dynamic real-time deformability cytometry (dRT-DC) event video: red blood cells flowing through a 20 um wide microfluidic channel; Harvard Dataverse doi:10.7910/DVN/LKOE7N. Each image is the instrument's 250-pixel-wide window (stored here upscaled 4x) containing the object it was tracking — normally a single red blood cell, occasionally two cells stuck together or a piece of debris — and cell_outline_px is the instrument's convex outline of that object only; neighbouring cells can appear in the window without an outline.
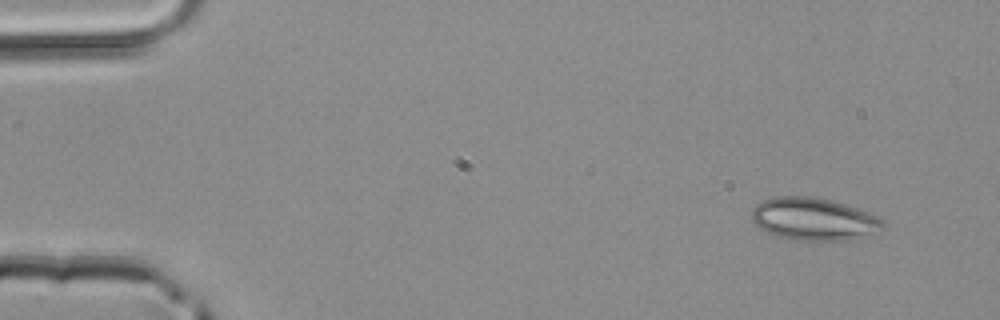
{"species": "common noctule bat (a hibernating species)", "species_latin": "Nyctalus noctula", "temperature_condition": "room temperature", "stored_images_in_passage": 3, "camera_frame_rate_fps": 3000, "um_per_image_px": 0.085, "animal": {"sex": "male", "body_mass_g": 20.4}, "frame": {"image": 1, "passage_image": 1, "time_ms": 0.0, "image_size_px": [1000, 320], "cell_outline_px": [[888, 224], [884, 228], [872, 232], [840, 240], [792, 240], [768, 232], [760, 228], [752, 220], [752, 208], [760, 200], [776, 196], [812, 196], [832, 200], [880, 216]], "centroid_in_image_um": [69.14, 18.59], "position_along_channel_um": 15.9, "area_um2": 32.31}}